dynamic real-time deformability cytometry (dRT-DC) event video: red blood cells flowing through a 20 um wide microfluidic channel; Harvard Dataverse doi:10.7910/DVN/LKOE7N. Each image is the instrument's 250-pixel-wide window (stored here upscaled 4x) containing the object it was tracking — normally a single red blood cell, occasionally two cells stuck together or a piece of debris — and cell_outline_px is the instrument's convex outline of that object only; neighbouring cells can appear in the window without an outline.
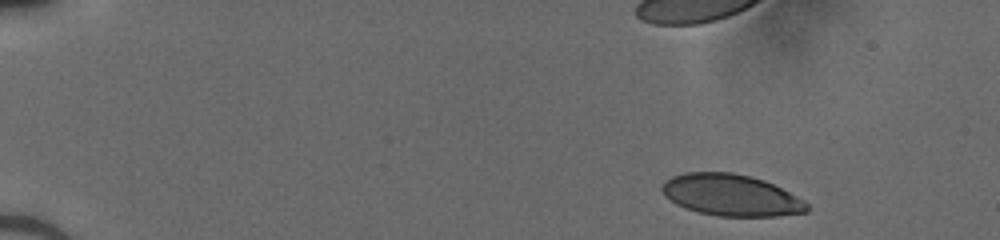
{"species": "human", "species_latin": "Homo sapiens", "temperature_condition": "cold", "stored_images_in_passage": 37, "camera_frame_rate_fps": 3000, "um_per_image_px": 0.085, "donor": {"sex": "male"}, "frame": {"image": 1, "passage_image": 1, "time_ms": 0.0, "image_size_px": [1000, 240], "cell_outline_px": [[812, 208], [808, 212], [776, 216], [720, 216], [700, 212], [676, 204], [660, 188], [664, 180], [672, 176], [684, 172], [732, 172], [764, 180], [804, 200]], "centroid_in_image_um": [62.16, 16.58], "position_along_channel_um": 22.8, "area_um2": 34.85}}